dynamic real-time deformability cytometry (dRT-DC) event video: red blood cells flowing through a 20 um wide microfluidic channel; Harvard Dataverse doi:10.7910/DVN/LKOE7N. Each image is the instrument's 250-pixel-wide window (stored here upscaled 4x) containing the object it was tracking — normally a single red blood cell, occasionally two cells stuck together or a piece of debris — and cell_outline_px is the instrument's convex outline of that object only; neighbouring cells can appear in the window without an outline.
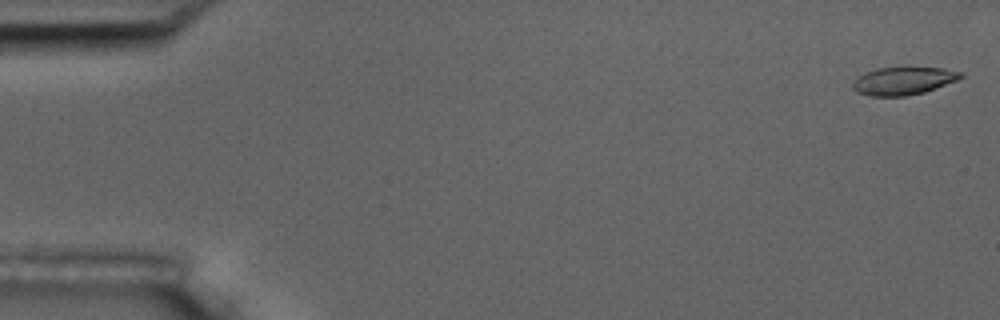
{"species": "common noctule bat (a hibernating species)", "species_latin": "Nyctalus noctula", "temperature_condition": "room temperature", "stored_images_in_passage": 6, "camera_frame_rate_fps": 3000, "um_per_image_px": 0.085, "animal": {"sex": "male", "body_mass_g": 17.5, "forearm_length_mm": 52.3}, "frame": {"image": 1, "passage_image": 1, "time_ms": 0.0, "image_size_px": [1000, 320], "cell_outline_px": [[964, 76], [956, 80], [924, 92], [908, 96], [872, 96], [856, 92], [852, 88], [852, 84], [860, 76], [876, 68], [908, 64], [944, 68], [964, 72]], "centroid_in_image_um": [76.83, 6.82], "position_along_channel_um": 8.2, "area_um2": 18.21}}
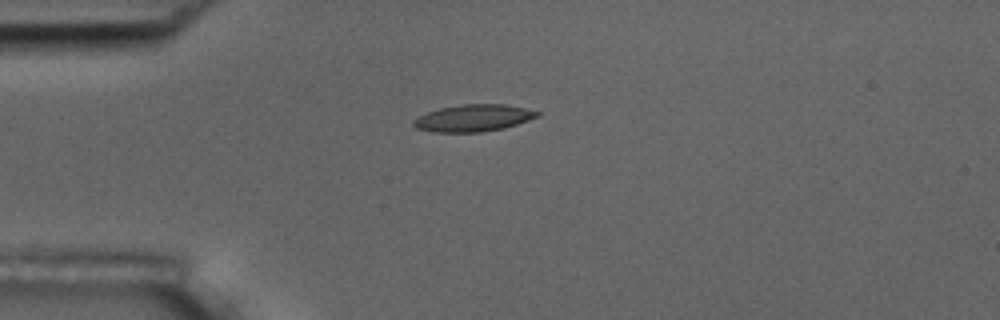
{"frame": {"image": 2, "passage_image": 5, "time_ms": 4.333, "image_size_px": [1000, 320], "cell_outline_px": [[540, 116], [504, 128], [480, 132], [432, 132], [416, 128], [412, 124], [412, 120], [428, 112], [440, 108], [460, 104], [508, 104], [540, 112]], "centroid_in_image_um": [40.23, 10.03], "position_along_channel_um": 44.8, "area_um2": 19.42}}